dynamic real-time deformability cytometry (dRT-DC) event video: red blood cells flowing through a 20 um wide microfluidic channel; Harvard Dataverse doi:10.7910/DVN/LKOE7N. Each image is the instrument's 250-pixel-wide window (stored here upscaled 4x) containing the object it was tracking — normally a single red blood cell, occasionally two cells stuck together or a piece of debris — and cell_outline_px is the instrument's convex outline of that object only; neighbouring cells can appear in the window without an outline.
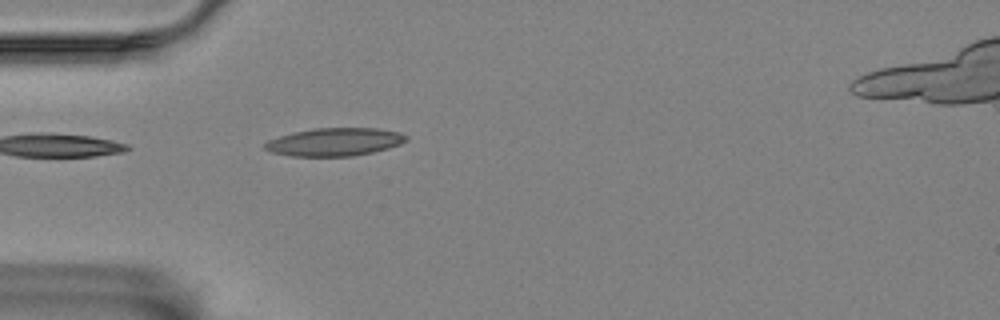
{"species": "Egyptian fruit bat (a non-hibernating species)", "species_latin": "Rousettus aegyptiacus", "temperature_condition": "room temperature", "stored_images_in_passage": 2, "camera_frame_rate_fps": 3000, "um_per_image_px": 0.085, "animal": {"sex": "female"}, "frame": {"image": 1, "passage_image": 2, "time_ms": 1.0, "image_size_px": [1000, 320], "cell_outline_px": [[408, 140], [400, 144], [388, 148], [372, 152], [352, 156], [292, 156], [272, 152], [264, 148], [264, 144], [268, 140], [292, 132], [312, 128], [376, 128], [400, 132], [408, 136]], "centroid_in_image_um": [28.45, 12.06], "position_along_channel_um": 56.5, "area_um2": 23.06}}